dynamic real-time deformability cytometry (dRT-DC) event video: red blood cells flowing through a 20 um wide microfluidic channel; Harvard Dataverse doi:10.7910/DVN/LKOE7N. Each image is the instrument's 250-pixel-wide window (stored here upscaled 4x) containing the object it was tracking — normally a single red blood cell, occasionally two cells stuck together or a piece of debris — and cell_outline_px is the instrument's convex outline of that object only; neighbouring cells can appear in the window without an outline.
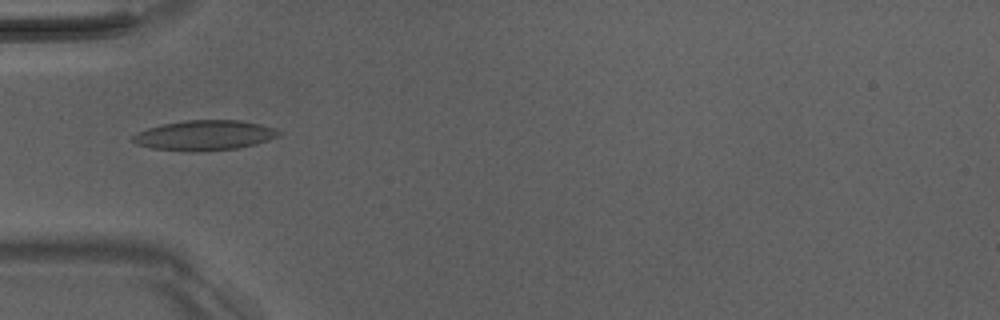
{"species": "Egyptian fruit bat (a non-hibernating species)", "species_latin": "Rousettus aegyptiacus", "temperature_condition": "room temperature", "stored_images_in_passage": 4, "camera_frame_rate_fps": 3000, "um_per_image_px": 0.085, "animal": {"sex": "male"}, "frame": {"image": 1, "passage_image": 3, "time_ms": 2.333, "image_size_px": [1000, 320], "cell_outline_px": [[284, 132], [280, 136], [256, 144], [236, 148], [196, 152], [192, 152], [152, 148], [136, 144], [132, 140], [132, 136], [148, 128], [164, 124], [188, 120], [240, 120], [260, 124], [276, 128]], "centroid_in_image_um": [17.45, 11.5], "position_along_channel_um": 67.6, "area_um2": 25.55}}